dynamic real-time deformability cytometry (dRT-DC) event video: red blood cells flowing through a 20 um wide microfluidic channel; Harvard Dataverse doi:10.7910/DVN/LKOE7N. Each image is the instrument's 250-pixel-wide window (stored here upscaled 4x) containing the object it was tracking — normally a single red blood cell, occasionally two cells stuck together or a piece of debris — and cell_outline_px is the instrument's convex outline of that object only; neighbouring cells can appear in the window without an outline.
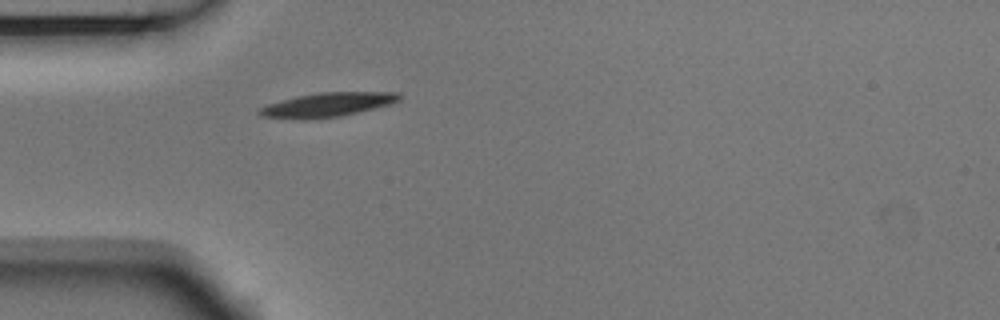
{"species": "Egyptian fruit bat (a non-hibernating species)", "species_latin": "Rousettus aegyptiacus", "temperature_condition": "room temperature", "stored_images_in_passage": 1, "camera_frame_rate_fps": 3000, "um_per_image_px": 0.085, "animal": {"sex": "male"}, "frame": {"image": 1, "passage_image": 1, "time_ms": 0.0, "image_size_px": [1000, 320], "cell_outline_px": [[404, 96], [400, 100], [388, 104], [340, 116], [304, 120], [300, 120], [260, 116], [256, 112], [260, 108], [268, 104], [296, 96], [320, 92], [400, 92]], "centroid_in_image_um": [27.8, 8.9], "position_along_channel_um": 57.2, "area_um2": 19.65}}